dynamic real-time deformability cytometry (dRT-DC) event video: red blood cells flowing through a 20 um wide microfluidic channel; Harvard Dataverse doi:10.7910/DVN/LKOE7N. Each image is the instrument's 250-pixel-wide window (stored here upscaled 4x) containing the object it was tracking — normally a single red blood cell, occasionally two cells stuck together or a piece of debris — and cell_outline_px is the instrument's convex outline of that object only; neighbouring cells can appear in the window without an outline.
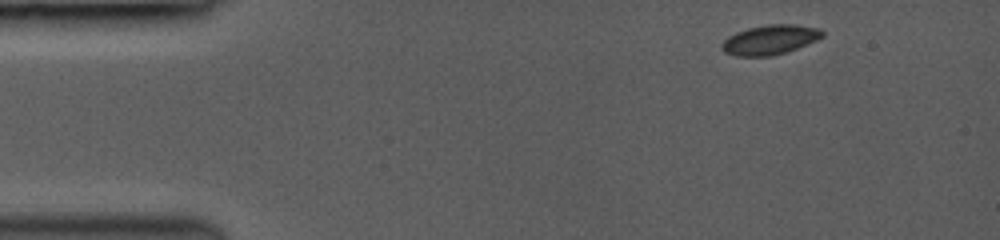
{"species": "common noctule bat (a hibernating species)", "species_latin": "Nyctalus noctula", "temperature_condition": "room temperature", "stored_images_in_passage": 4, "camera_frame_rate_fps": 3000, "um_per_image_px": 0.085, "animal": {"sex": "female", "body_mass_g": 19.0, "forearm_length_mm": 53.3}, "frame": {"image": 1, "passage_image": 1, "time_ms": 0.0, "image_size_px": [1000, 240], "cell_outline_px": [[824, 36], [816, 40], [788, 52], [772, 56], [736, 56], [724, 52], [720, 48], [720, 44], [728, 36], [736, 32], [748, 28], [768, 24], [796, 24], [820, 28], [824, 32]], "centroid_in_image_um": [65.44, 3.38], "position_along_channel_um": 19.6, "area_um2": 17.57}}
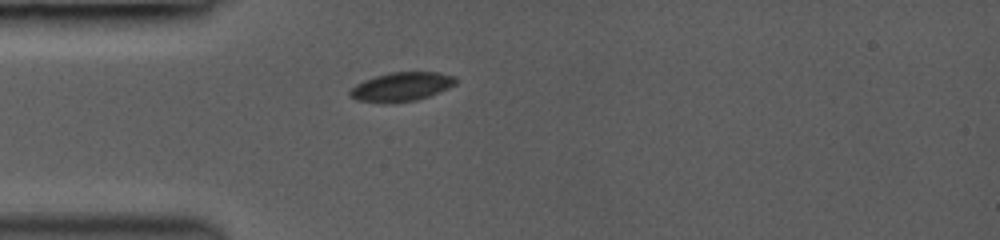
{"frame": {"image": 2, "passage_image": 4, "time_ms": 2.667, "image_size_px": [1000, 240], "cell_outline_px": [[456, 84], [448, 88], [428, 96], [416, 100], [392, 104], [384, 104], [356, 100], [348, 96], [348, 92], [356, 84], [364, 80], [376, 76], [392, 72], [436, 72], [456, 76]], "centroid_in_image_um": [34.09, 7.39], "position_along_channel_um": 50.9, "area_um2": 18.03}}